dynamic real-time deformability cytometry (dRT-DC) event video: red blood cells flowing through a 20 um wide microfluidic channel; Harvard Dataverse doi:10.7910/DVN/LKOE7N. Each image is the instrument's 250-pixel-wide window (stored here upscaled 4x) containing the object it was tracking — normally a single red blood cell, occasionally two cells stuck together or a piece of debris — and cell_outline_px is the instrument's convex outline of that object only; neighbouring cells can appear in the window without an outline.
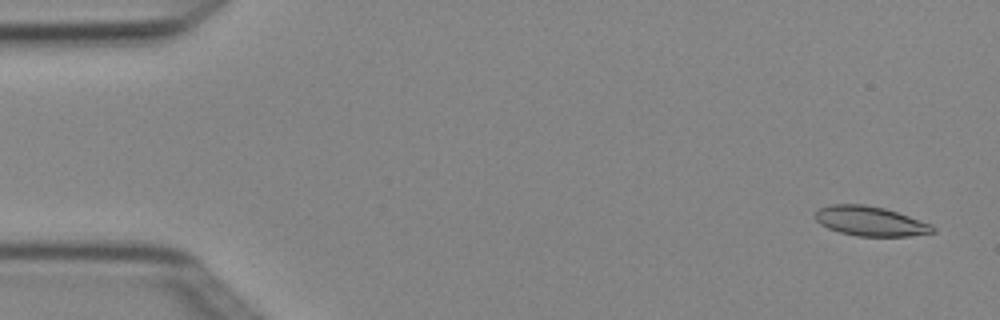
{"species": "Egyptian fruit bat (a non-hibernating species)", "species_latin": "Rousettus aegyptiacus", "temperature_condition": "cold", "stored_images_in_passage": 5, "camera_frame_rate_fps": 3000, "um_per_image_px": 0.085, "animal": {"sex": "female"}, "frame": {"image": 1, "passage_image": 1, "time_ms": 0.0, "image_size_px": [1000, 320], "cell_outline_px": [[936, 232], [908, 236], [856, 236], [840, 232], [828, 228], [820, 224], [816, 220], [816, 212], [820, 208], [832, 204], [864, 204], [884, 208], [932, 224], [936, 228]], "centroid_in_image_um": [73.99, 18.8], "position_along_channel_um": 11.0, "area_um2": 20.17}}
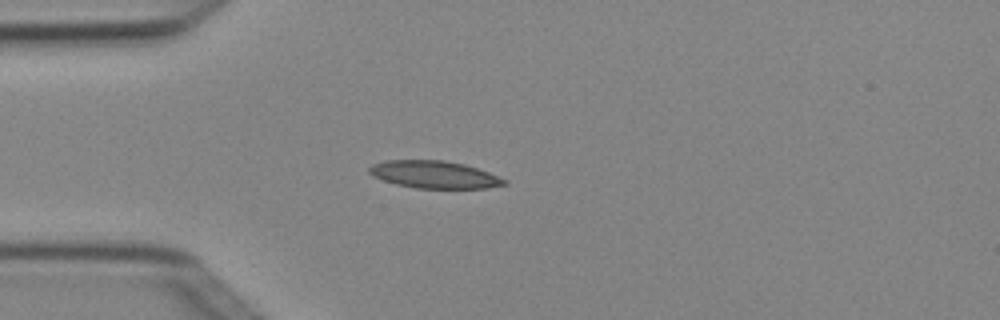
{"frame": {"image": 2, "passage_image": 4, "time_ms": 1.0, "image_size_px": [1000, 320], "cell_outline_px": [[508, 184], [488, 188], [416, 188], [396, 184], [372, 176], [368, 172], [368, 168], [372, 164], [384, 160], [444, 160], [464, 164], [488, 172], [508, 180]], "centroid_in_image_um": [36.91, 14.83], "position_along_channel_um": 48.1, "area_um2": 21.62}}